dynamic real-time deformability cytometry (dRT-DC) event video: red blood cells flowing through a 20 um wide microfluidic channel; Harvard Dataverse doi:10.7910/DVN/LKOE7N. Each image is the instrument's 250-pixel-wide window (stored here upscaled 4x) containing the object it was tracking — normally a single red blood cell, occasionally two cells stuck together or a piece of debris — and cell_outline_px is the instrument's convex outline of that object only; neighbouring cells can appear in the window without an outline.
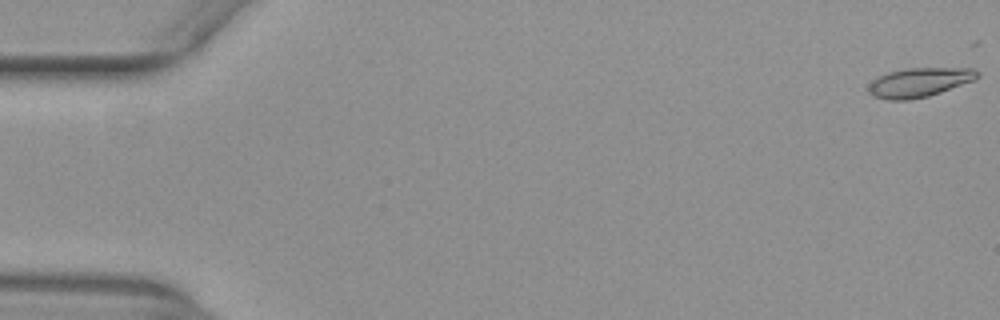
{"species": "common noctule bat (a hibernating species)", "species_latin": "Nyctalus noctula", "temperature_condition": "warm", "stored_images_in_passage": 45, "camera_frame_rate_fps": 3000, "um_per_image_px": 0.085, "animal": {"sex": "female", "body_mass_g": 29.2, "forearm_length_mm": 56.3}, "frame": {"image": 1, "passage_image": 1, "time_ms": 0.0, "image_size_px": [1000, 320], "cell_outline_px": [[980, 76], [976, 80], [928, 96], [908, 100], [888, 100], [872, 96], [868, 92], [868, 84], [876, 76], [888, 72], [904, 68], [972, 68], [980, 72]], "centroid_in_image_um": [78.12, 6.99], "position_along_channel_um": 6.9, "area_um2": 18.84}}
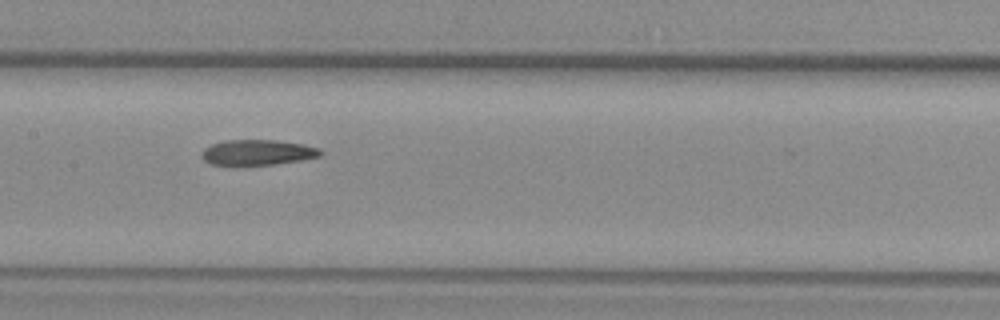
{"frame": {"image": 2, "passage_image": 27, "time_ms": 8.667, "image_size_px": [1000, 320], "cell_outline_px": [[324, 152], [320, 156], [300, 160], [276, 164], [244, 168], [232, 168], [208, 164], [200, 156], [204, 148], [212, 144], [224, 140], [276, 140], [304, 144], [320, 148]], "centroid_in_image_um": [21.82, 13.01], "position_along_channel_um": 185.6, "area_um2": 18.67}}
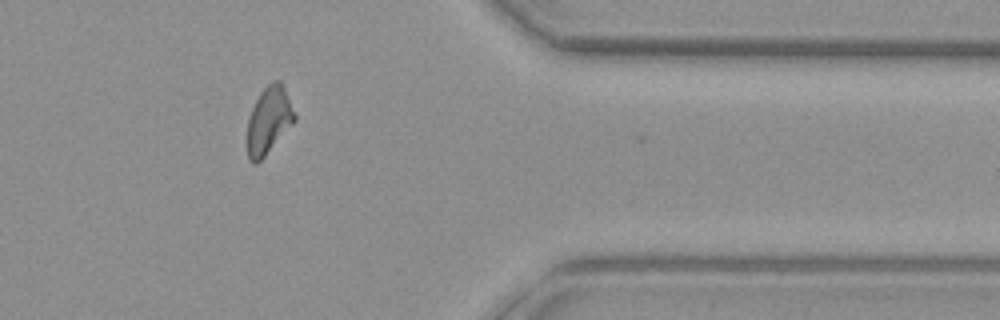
{"frame": {"image": 3, "passage_image": 44, "time_ms": 14.333, "image_size_px": [1000, 320], "cell_outline_px": [[296, 120], [264, 156], [256, 164], [252, 164], [248, 160], [248, 120], [252, 108], [260, 92], [272, 80], [280, 80], [296, 116]], "centroid_in_image_um": [22.84, 10.23], "position_along_channel_um": 388.6, "area_um2": 18.09}, "authors_computed_cell_mechanics": {"area_um2": 18.6116, "velocity_mm_per_s": 3.9418, "shape_relaxation_time_tau1_ms": null, "shape_relaxation_time_tau2_ms": 3.7493, "deformation_change_tau1": null, "deformation_change_tau2": 0.1173}}